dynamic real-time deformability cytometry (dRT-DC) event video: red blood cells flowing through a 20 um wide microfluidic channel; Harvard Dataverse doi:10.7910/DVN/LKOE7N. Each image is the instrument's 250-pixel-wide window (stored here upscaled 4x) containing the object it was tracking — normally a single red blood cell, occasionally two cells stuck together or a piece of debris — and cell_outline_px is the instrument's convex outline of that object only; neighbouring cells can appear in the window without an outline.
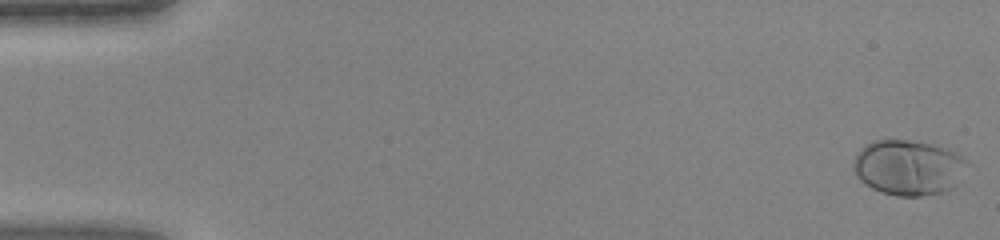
{"species": "human", "species_latin": "Homo sapiens", "temperature_condition": "warm", "stored_images_in_passage": 47, "camera_frame_rate_fps": 3000, "um_per_image_px": 0.085, "donor": {"sex": "female"}, "frame": {"image": 1, "passage_image": 1, "time_ms": 0.0, "image_size_px": [1000, 240], "cell_outline_px": [[968, 164], [952, 188], [944, 192], [920, 196], [896, 196], [880, 192], [864, 184], [856, 176], [852, 168], [852, 164], [860, 148], [872, 140], [908, 140], [932, 144], [948, 148], [956, 152], [968, 160]], "centroid_in_image_um": [77.19, 14.23], "position_along_channel_um": 7.8, "area_um2": 36.88}}
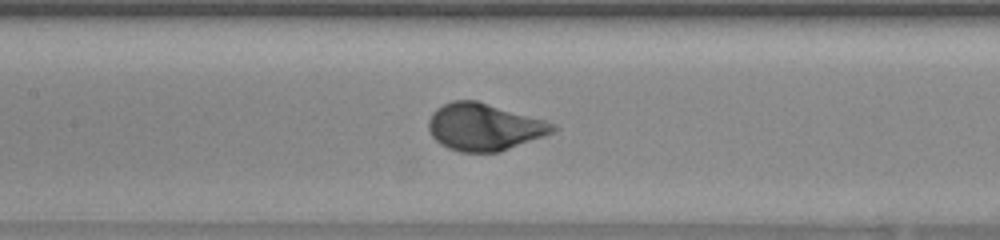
{"frame": {"image": 2, "passage_image": 22, "time_ms": 7.0, "image_size_px": [1000, 240], "cell_outline_px": [[560, 128], [544, 136], [500, 152], [460, 152], [448, 148], [440, 144], [432, 136], [428, 128], [428, 120], [432, 112], [436, 108], [452, 100], [476, 100], [544, 120], [556, 124]], "centroid_in_image_um": [41.14, 10.79], "position_along_channel_um": 166.3, "area_um2": 34.16}}
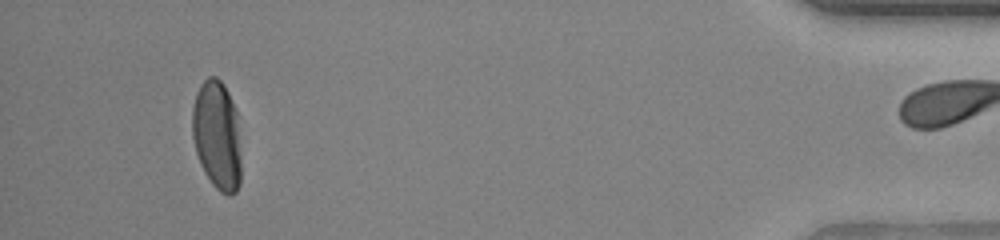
{"frame": {"image": 3, "passage_image": 43, "time_ms": 14.0, "image_size_px": [1000, 240], "cell_outline_px": [[240, 184], [236, 192], [232, 196], [228, 196], [220, 192], [212, 184], [204, 172], [200, 164], [196, 152], [192, 136], [192, 108], [196, 92], [200, 84], [208, 76], [216, 76], [224, 84], [228, 92], [236, 112], [240, 156]], "centroid_in_image_um": [18.43, 11.51], "position_along_channel_um": 416.8, "area_um2": 31.27}}